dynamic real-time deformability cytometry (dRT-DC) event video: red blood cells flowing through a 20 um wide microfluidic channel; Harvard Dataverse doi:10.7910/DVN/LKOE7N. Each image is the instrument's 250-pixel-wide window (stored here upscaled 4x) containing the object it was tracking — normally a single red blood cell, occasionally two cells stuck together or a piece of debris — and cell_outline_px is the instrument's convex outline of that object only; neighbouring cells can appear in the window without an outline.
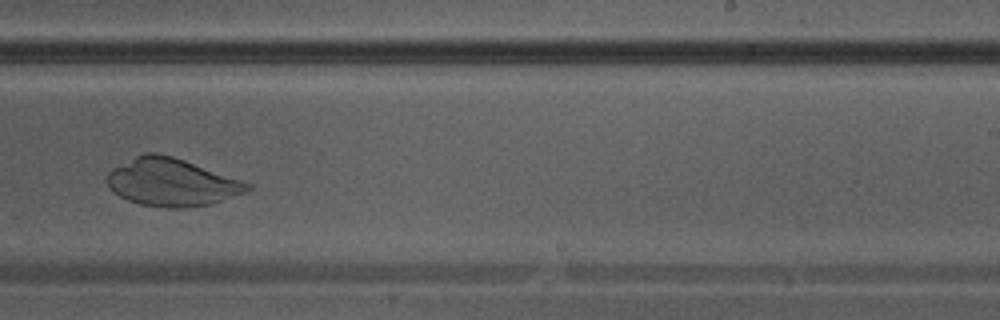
{"species": "Egyptian fruit bat (a non-hibernating species)", "species_latin": "Rousettus aegyptiacus", "temperature_condition": "warm", "stored_images_in_passage": 33, "camera_frame_rate_fps": 3000, "um_per_image_px": 0.085, "animal": {"sex": "male"}, "frame": {"image": 1, "passage_image": 19, "time_ms": 6.0, "image_size_px": [1000, 320], "cell_outline_px": [[252, 188], [244, 192], [212, 204], [188, 208], [164, 208], [140, 204], [128, 200], [112, 192], [108, 184], [108, 172], [112, 168], [144, 152], [156, 152], [172, 156], [184, 160], [252, 184]], "centroid_in_image_um": [14.57, 15.5], "position_along_channel_um": 274.4, "area_um2": 38.78}}